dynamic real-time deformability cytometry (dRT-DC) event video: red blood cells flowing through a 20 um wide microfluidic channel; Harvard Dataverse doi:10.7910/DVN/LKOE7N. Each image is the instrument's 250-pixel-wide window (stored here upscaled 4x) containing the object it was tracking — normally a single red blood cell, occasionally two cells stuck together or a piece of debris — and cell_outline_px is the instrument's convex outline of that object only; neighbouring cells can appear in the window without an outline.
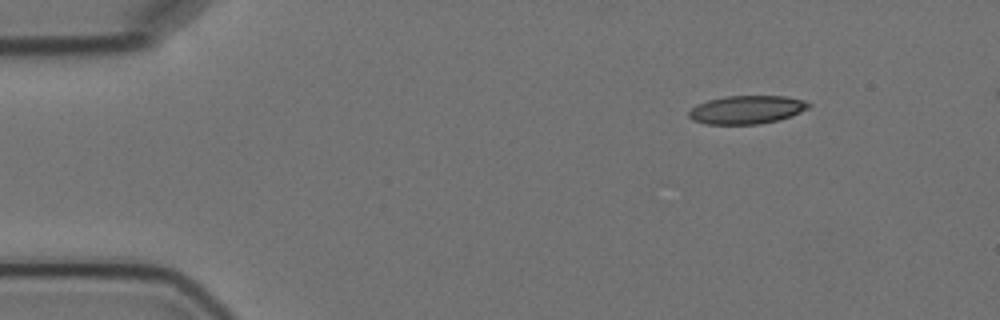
{"species": "Egyptian fruit bat (a non-hibernating species)", "species_latin": "Rousettus aegyptiacus", "temperature_condition": "cold", "stored_images_in_passage": 2, "camera_frame_rate_fps": 3000, "um_per_image_px": 0.085, "animal": {"sex": "female"}, "frame": {"image": 1, "passage_image": 1, "time_ms": 0.0, "image_size_px": [1000, 320], "cell_outline_px": [[812, 104], [808, 108], [792, 116], [760, 124], [708, 124], [692, 120], [688, 116], [688, 112], [696, 104], [708, 100], [724, 96], [784, 96], [804, 100]], "centroid_in_image_um": [63.46, 9.32], "position_along_channel_um": 21.5, "area_um2": 19.77}}